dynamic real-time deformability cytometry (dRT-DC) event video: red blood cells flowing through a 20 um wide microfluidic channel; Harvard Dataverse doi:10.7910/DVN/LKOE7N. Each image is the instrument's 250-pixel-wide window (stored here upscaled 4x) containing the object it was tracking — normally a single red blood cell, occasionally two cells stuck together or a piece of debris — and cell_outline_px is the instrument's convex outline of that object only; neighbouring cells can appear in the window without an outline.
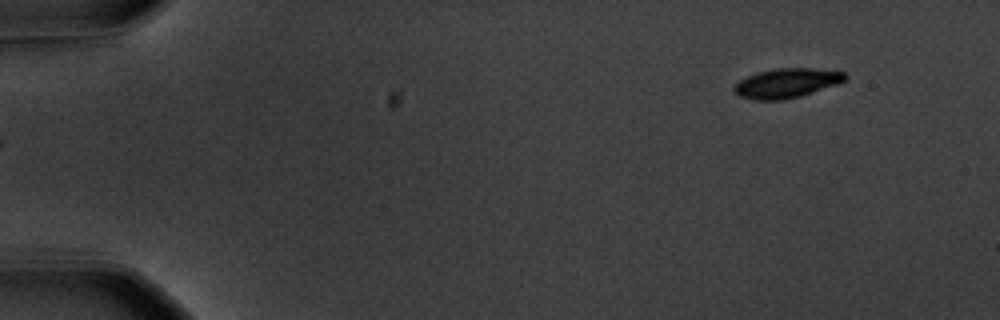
{"species": "common noctule bat (a hibernating species)", "species_latin": "Nyctalus noctula", "temperature_condition": "warm", "stored_images_in_passage": 52, "camera_frame_rate_fps": 3000, "um_per_image_px": 0.085, "animal": {"sex": "male", "body_mass_g": 20.1, "forearm_length_mm": 53.5}, "frame": {"image": 1, "passage_image": 1, "time_ms": 0.0, "image_size_px": [1000, 320], "cell_outline_px": [[848, 76], [844, 80], [836, 84], [800, 96], [784, 100], [756, 100], [740, 96], [732, 88], [740, 80], [756, 72], [776, 68], [812, 68], [844, 72]], "centroid_in_image_um": [66.85, 7.06], "position_along_channel_um": 18.2, "area_um2": 18.84}}
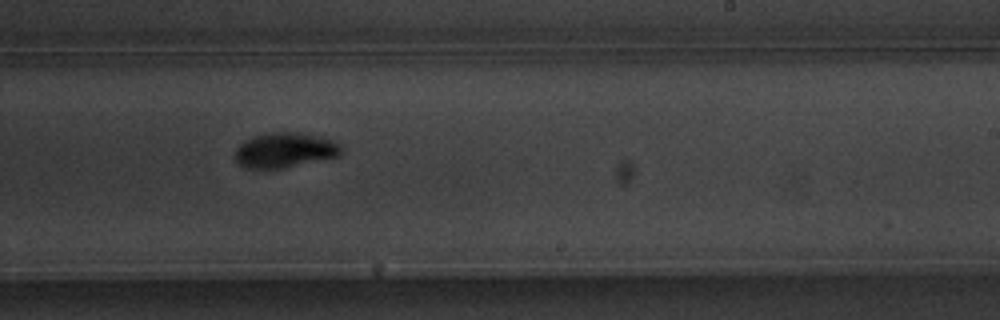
{"frame": {"image": 2, "passage_image": 31, "time_ms": 10.0, "image_size_px": [1000, 320], "cell_outline_px": [[344, 148], [336, 156], [280, 168], [248, 168], [240, 164], [236, 160], [236, 148], [244, 140], [252, 136], [272, 132], [296, 132], [332, 140], [340, 144]], "centroid_in_image_um": [24.17, 12.74], "position_along_channel_um": 264.8, "area_um2": 21.1}}
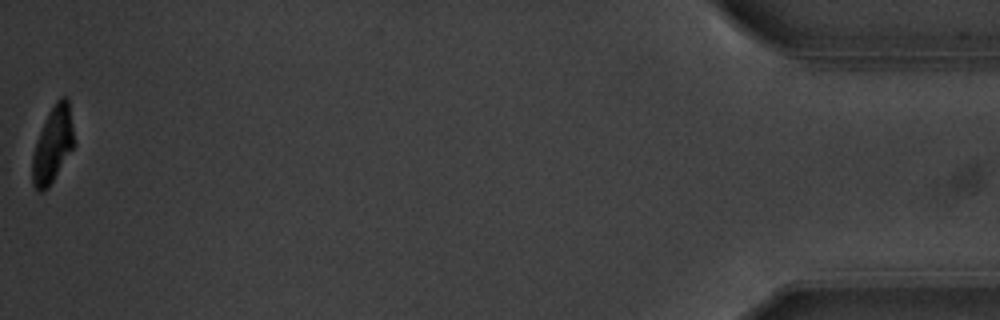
{"frame": {"image": 3, "passage_image": 52, "time_ms": 17.0, "image_size_px": [1000, 320], "cell_outline_px": [[76, 144], [48, 188], [40, 192], [32, 184], [32, 156], [36, 140], [48, 112], [56, 100], [60, 96], [64, 96], [68, 100]], "centroid_in_image_um": [4.49, 12.29], "position_along_channel_um": 430.7, "area_um2": 18.61}, "authors_computed_cell_mechanics": {"area_um2": 20.3745, "velocity_mm_per_s": 3.6091, "shape_relaxation_time_tau1_ms": 2.2245, "shape_relaxation_time_tau2_ms": 1.5117, "deformation_change_tau1": 0.1494, "deformation_change_tau2": 0.0512}}